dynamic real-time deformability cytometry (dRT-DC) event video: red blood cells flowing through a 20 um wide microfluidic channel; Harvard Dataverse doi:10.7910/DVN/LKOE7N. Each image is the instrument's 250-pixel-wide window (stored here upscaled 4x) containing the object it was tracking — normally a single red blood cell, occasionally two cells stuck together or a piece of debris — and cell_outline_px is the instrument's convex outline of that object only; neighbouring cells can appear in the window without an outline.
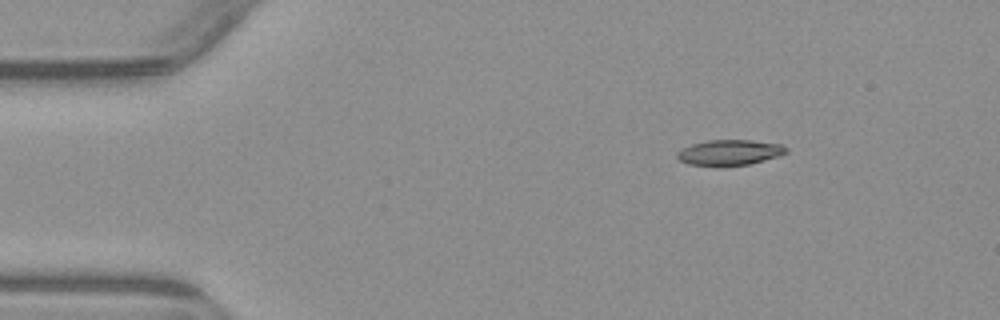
{"species": "common noctule bat (a hibernating species)", "species_latin": "Nyctalus noctula", "temperature_condition": "warm", "stored_images_in_passage": 4, "camera_frame_rate_fps": 3000, "um_per_image_px": 0.085, "animal": {"sex": "male", "body_mass_g": 23.1, "forearm_length_mm": 52.7}, "frame": {"image": 1, "passage_image": 1, "time_ms": 0.0, "image_size_px": [1000, 320], "cell_outline_px": [[788, 152], [780, 156], [748, 164], [688, 164], [680, 160], [676, 156], [676, 152], [680, 148], [692, 144], [708, 140], [752, 140], [780, 144], [788, 148]], "centroid_in_image_um": [62.03, 12.93], "position_along_channel_um": 23.0, "area_um2": 15.84}}
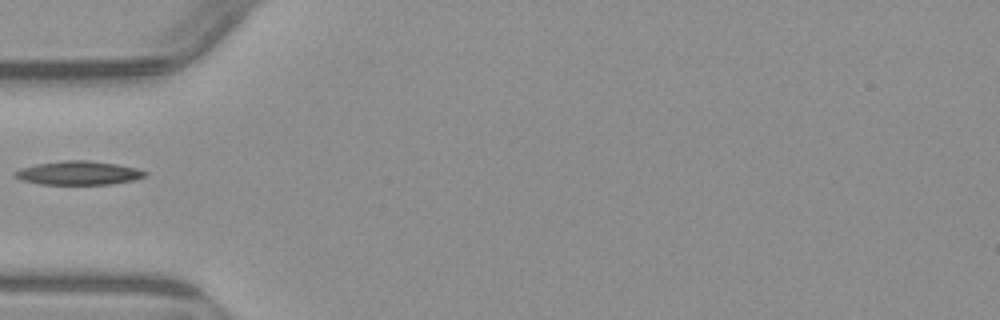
{"frame": {"image": 2, "passage_image": 3, "time_ms": 3.333, "image_size_px": [1000, 320], "cell_outline_px": [[148, 172], [144, 176], [132, 180], [112, 184], [40, 184], [20, 180], [12, 176], [12, 172], [20, 168], [36, 164], [64, 160], [88, 160], [116, 164], [136, 168]], "centroid_in_image_um": [6.6, 14.7], "position_along_channel_um": 78.4, "area_um2": 18.03}}
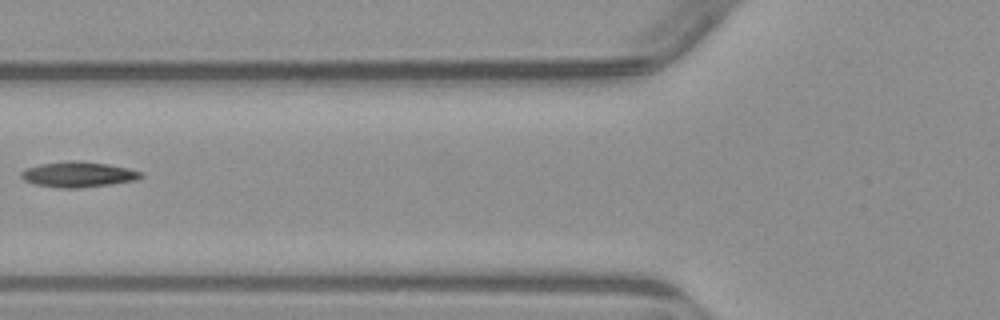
{"frame": {"image": 3, "passage_image": 4, "time_ms": 4.333, "image_size_px": [1000, 320], "cell_outline_px": [[144, 176], [136, 180], [112, 184], [80, 188], [56, 188], [36, 184], [24, 180], [20, 176], [20, 172], [28, 168], [40, 164], [68, 160], [76, 160], [108, 164], [128, 168], [140, 172]], "centroid_in_image_um": [6.64, 14.83], "position_along_channel_um": 119.2, "area_um2": 17.8}}